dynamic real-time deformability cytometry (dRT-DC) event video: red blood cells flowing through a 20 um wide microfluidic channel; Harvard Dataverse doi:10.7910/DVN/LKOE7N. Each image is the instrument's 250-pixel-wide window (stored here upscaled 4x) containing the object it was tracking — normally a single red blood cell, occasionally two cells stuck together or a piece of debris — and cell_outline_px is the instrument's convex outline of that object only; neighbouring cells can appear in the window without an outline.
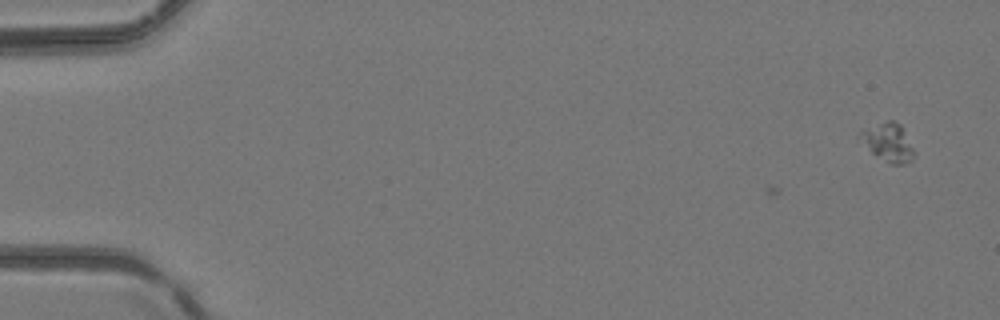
{"species": "common noctule bat (a hibernating species)", "species_latin": "Nyctalus noctula", "temperature_condition": "room temperature", "stored_images_in_passage": 3, "camera_frame_rate_fps": 3000, "um_per_image_px": 0.085, "animal": {"sex": "female", "body_mass_g": 24.6, "forearm_length_mm": 56.2}, "frame": {"image": 1, "passage_image": 1, "time_ms": 0.0, "image_size_px": [1000, 320], "cell_outline_px": [[916, 152], [912, 160], [908, 164], [892, 164], [876, 156], [856, 136], [860, 132], [888, 120], [892, 120], [900, 124]], "centroid_in_image_um": [75.53, 12.13], "position_along_channel_um": 9.5, "area_um2": 11.91}}